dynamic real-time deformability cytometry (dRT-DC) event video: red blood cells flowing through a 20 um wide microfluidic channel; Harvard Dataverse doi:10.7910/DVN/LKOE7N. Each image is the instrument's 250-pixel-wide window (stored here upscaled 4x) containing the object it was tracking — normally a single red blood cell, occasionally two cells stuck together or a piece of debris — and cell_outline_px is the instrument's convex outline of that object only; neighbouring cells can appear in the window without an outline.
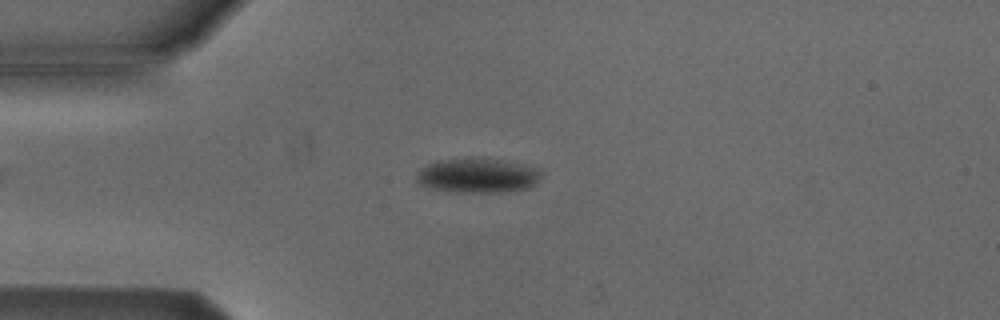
{"species": "Egyptian fruit bat (a non-hibernating species)", "species_latin": "Rousettus aegyptiacus", "temperature_condition": "cold", "stored_images_in_passage": 51, "camera_frame_rate_fps": 3000, "um_per_image_px": 0.085, "animal": {"sex": "male"}, "frame": {"image": 1, "passage_image": 11, "time_ms": 3.333, "image_size_px": [1000, 320], "cell_outline_px": [[540, 176], [536, 184], [528, 188], [496, 192], [460, 192], [436, 188], [420, 184], [416, 180], [416, 176], [420, 168], [428, 164], [440, 160], [476, 156], [500, 160], [540, 168]], "centroid_in_image_um": [40.61, 14.89], "position_along_channel_um": 44.4, "area_um2": 25.03}}
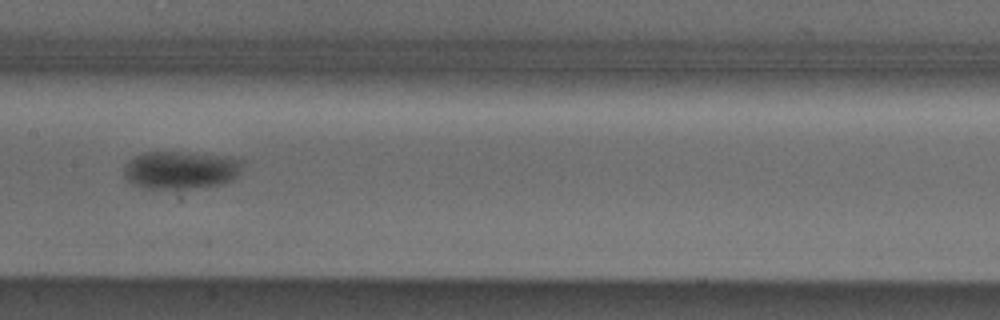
{"frame": {"image": 2, "passage_image": 24, "time_ms": 7.667, "image_size_px": [1000, 320], "cell_outline_px": [[244, 160], [236, 176], [232, 180], [220, 184], [188, 188], [144, 188], [128, 180], [124, 176], [124, 164], [136, 156], [144, 152], [180, 152], [228, 156]], "centroid_in_image_um": [15.36, 14.43], "position_along_channel_um": 192.0, "area_um2": 25.84}}
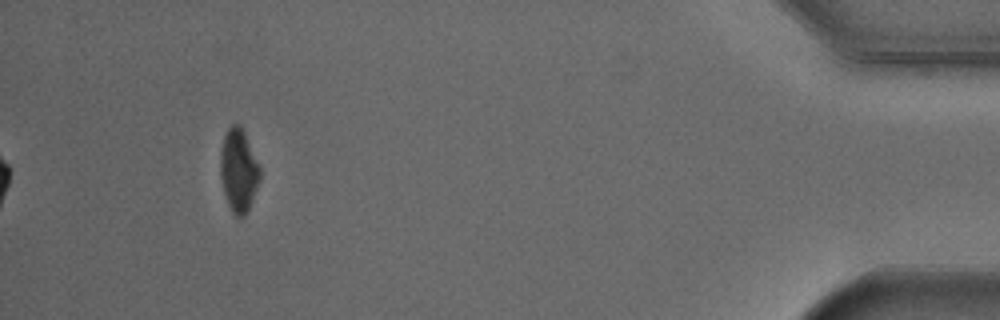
{"frame": {"image": 3, "passage_image": 47, "time_ms": 15.333, "image_size_px": [1000, 320], "cell_outline_px": [[260, 180], [248, 208], [244, 216], [236, 216], [232, 212], [228, 204], [224, 192], [220, 176], [220, 152], [224, 136], [228, 128], [232, 124], [240, 124], [244, 132], [260, 168]], "centroid_in_image_um": [20.26, 14.46], "position_along_channel_um": 414.9, "area_um2": 18.84}, "authors_computed_cell_mechanics": {"area_um2": 23.6402, "velocity_mm_per_s": 3.831, "shape_relaxation_time_tau1_ms": 8.1917, "shape_relaxation_time_tau2_ms": null, "deformation_change_tau1": 0.0763, "deformation_change_tau2": null}}